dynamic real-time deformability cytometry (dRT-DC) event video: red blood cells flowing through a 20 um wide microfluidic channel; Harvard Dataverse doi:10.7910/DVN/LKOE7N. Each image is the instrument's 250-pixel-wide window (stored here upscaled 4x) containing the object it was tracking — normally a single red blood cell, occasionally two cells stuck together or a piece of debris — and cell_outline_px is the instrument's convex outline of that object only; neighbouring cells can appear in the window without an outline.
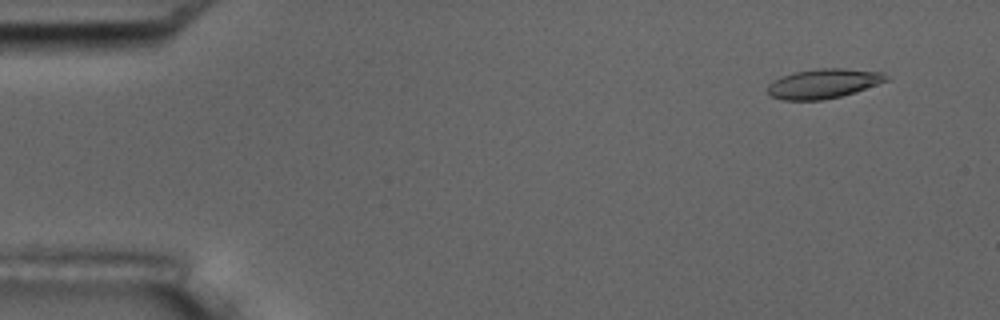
{"species": "common noctule bat (a hibernating species)", "species_latin": "Nyctalus noctula", "temperature_condition": "room temperature", "stored_images_in_passage": 6, "camera_frame_rate_fps": 3000, "um_per_image_px": 0.085, "animal": {"sex": "male", "body_mass_g": 17.5, "forearm_length_mm": 52.3}, "frame": {"image": 1, "passage_image": 2, "time_ms": 1.0, "image_size_px": [1000, 320], "cell_outline_px": [[892, 80], [840, 96], [824, 100], [784, 100], [772, 96], [768, 92], [768, 84], [772, 80], [796, 72], [820, 68], [844, 68], [884, 72]], "centroid_in_image_um": [70.05, 7.1], "position_along_channel_um": 15.0, "area_um2": 20.4}}
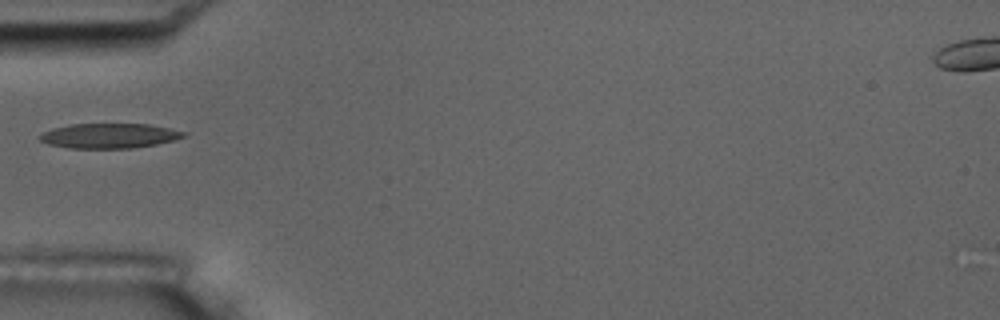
{"frame": {"image": 2, "passage_image": 5, "time_ms": 5.667, "image_size_px": [1000, 320], "cell_outline_px": [[188, 132], [184, 136], [172, 140], [156, 144], [132, 148], [68, 148], [48, 144], [40, 140], [40, 136], [44, 132], [52, 128], [72, 124], [148, 124]], "centroid_in_image_um": [9.27, 11.54], "position_along_channel_um": 75.7, "area_um2": 20.63}}